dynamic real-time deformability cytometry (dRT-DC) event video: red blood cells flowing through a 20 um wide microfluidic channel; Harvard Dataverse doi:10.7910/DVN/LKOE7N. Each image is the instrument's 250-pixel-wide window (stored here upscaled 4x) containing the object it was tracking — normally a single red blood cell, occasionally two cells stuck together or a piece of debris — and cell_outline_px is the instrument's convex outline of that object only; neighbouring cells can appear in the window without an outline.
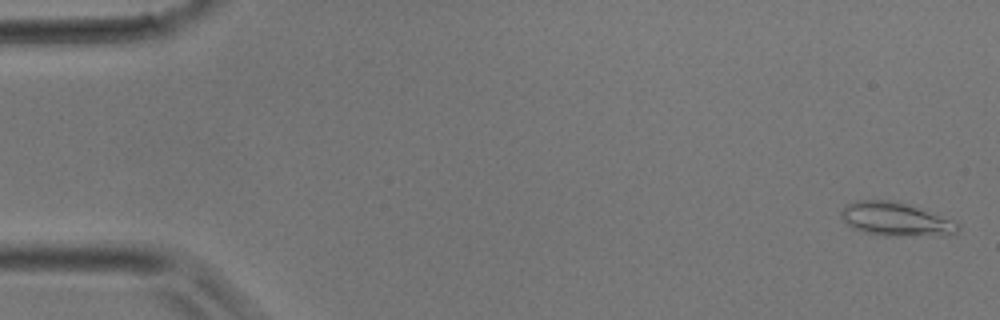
{"species": "common noctule bat (a hibernating species)", "species_latin": "Nyctalus noctula", "temperature_condition": "room temperature", "stored_images_in_passage": 37, "camera_frame_rate_fps": 3000, "um_per_image_px": 0.085, "animal": {"sex": "male", "body_mass_g": 17.9}, "frame": {"image": 1, "passage_image": 1, "time_ms": 0.0, "image_size_px": [1000, 320], "cell_outline_px": [[960, 228], [956, 232], [896, 236], [884, 236], [864, 232], [852, 228], [840, 216], [840, 212], [844, 204], [856, 200], [896, 200], [956, 220], [960, 224]], "centroid_in_image_um": [76.07, 18.59], "position_along_channel_um": 8.9, "area_um2": 22.77}}
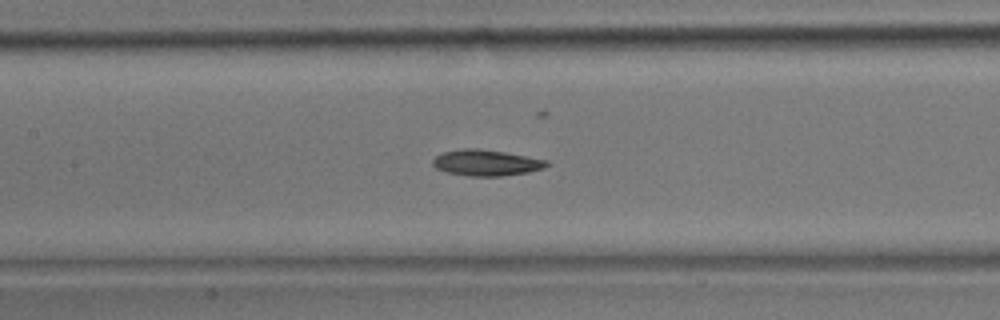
{"frame": {"image": 2, "passage_image": 17, "time_ms": 5.333, "image_size_px": [1000, 320], "cell_outline_px": [[548, 164], [544, 168], [528, 172], [500, 176], [468, 176], [448, 172], [436, 168], [432, 164], [432, 160], [436, 156], [444, 152], [464, 148], [476, 148], [504, 152], [548, 160]], "centroid_in_image_um": [41.32, 13.83], "position_along_channel_um": 166.1, "area_um2": 17.11}}
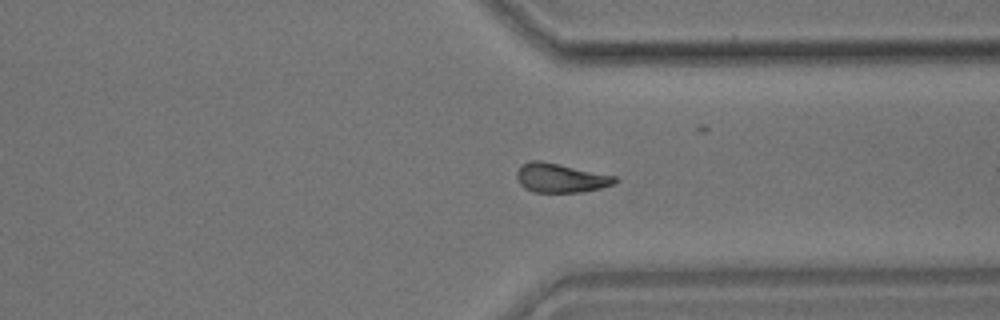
{"frame": {"image": 3, "passage_image": 28, "time_ms": 9.0, "image_size_px": [1000, 320], "cell_outline_px": [[620, 180], [612, 184], [600, 188], [580, 192], [532, 192], [524, 188], [520, 184], [516, 176], [516, 172], [520, 164], [528, 160], [540, 160], [616, 176]], "centroid_in_image_um": [47.6, 15.11], "position_along_channel_um": 363.8, "area_um2": 16.76}}